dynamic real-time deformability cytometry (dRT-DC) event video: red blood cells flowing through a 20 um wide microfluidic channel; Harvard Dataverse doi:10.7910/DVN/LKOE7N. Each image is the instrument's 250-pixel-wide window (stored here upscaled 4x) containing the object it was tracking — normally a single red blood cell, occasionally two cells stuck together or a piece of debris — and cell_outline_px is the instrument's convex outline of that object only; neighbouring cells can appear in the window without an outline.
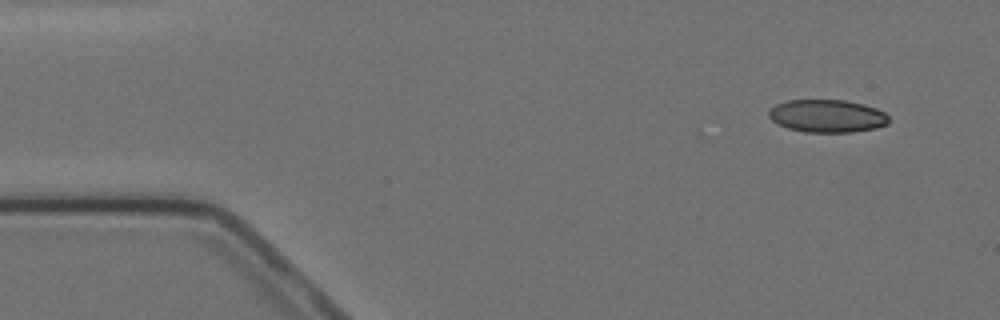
{"species": "Egyptian fruit bat (a non-hibernating species)", "species_latin": "Rousettus aegyptiacus", "temperature_condition": "cold", "stored_images_in_passage": 4, "camera_frame_rate_fps": 3000, "um_per_image_px": 0.085, "animal": {"sex": "female"}, "frame": {"image": 1, "passage_image": 1, "time_ms": 0.0, "image_size_px": [1000, 320], "cell_outline_px": [[888, 124], [876, 128], [852, 132], [804, 132], [788, 128], [776, 124], [768, 116], [768, 112], [776, 104], [788, 100], [844, 100], [864, 104], [876, 108], [884, 112], [888, 116]], "centroid_in_image_um": [70.3, 9.86], "position_along_channel_um": 14.7, "area_um2": 23.0}}
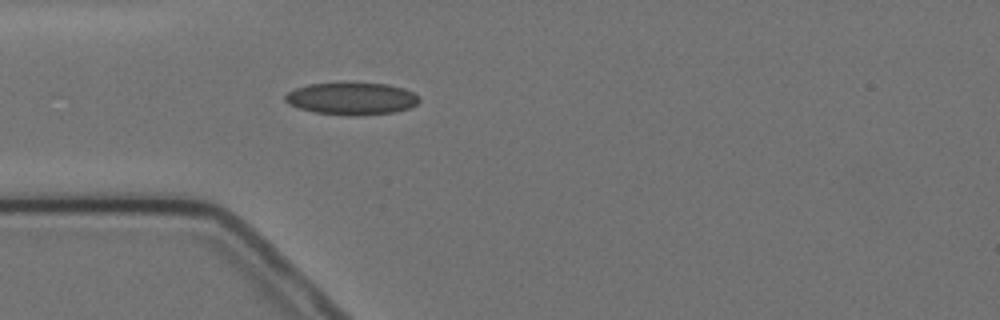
{"frame": {"image": 2, "passage_image": 4, "time_ms": 3.667, "image_size_px": [1000, 320], "cell_outline_px": [[420, 100], [416, 104], [408, 108], [396, 112], [360, 116], [348, 116], [312, 112], [288, 104], [284, 100], [284, 96], [288, 92], [296, 88], [308, 84], [388, 84], [404, 88], [412, 92]], "centroid_in_image_um": [29.87, 8.41], "position_along_channel_um": 55.1, "area_um2": 25.03}}